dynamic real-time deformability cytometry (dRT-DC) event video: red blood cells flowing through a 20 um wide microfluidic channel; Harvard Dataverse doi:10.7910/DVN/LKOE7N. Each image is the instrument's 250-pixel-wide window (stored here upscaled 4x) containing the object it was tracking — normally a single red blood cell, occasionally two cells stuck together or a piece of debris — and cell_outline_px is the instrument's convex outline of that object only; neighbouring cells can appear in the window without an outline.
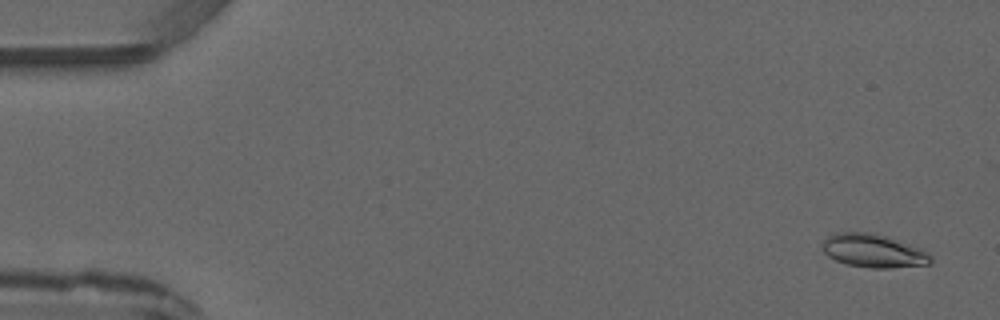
{"species": "common noctule bat (a hibernating species)", "species_latin": "Nyctalus noctula", "temperature_condition": "warm", "stored_images_in_passage": 4, "camera_frame_rate_fps": 3000, "um_per_image_px": 0.085, "animal": {"sex": "male", "forearm_length_mm": 52.5}, "frame": {"image": 1, "passage_image": 4, "time_ms": 3.667, "image_size_px": [1000, 320], "cell_outline_px": [[932, 260], [928, 264], [888, 268], [872, 268], [848, 264], [836, 260], [828, 256], [824, 252], [824, 240], [828, 236], [836, 232], [868, 232], [884, 236], [924, 248], [932, 256]], "centroid_in_image_um": [74.28, 21.31], "position_along_channel_um": 10.7, "area_um2": 20.92}}